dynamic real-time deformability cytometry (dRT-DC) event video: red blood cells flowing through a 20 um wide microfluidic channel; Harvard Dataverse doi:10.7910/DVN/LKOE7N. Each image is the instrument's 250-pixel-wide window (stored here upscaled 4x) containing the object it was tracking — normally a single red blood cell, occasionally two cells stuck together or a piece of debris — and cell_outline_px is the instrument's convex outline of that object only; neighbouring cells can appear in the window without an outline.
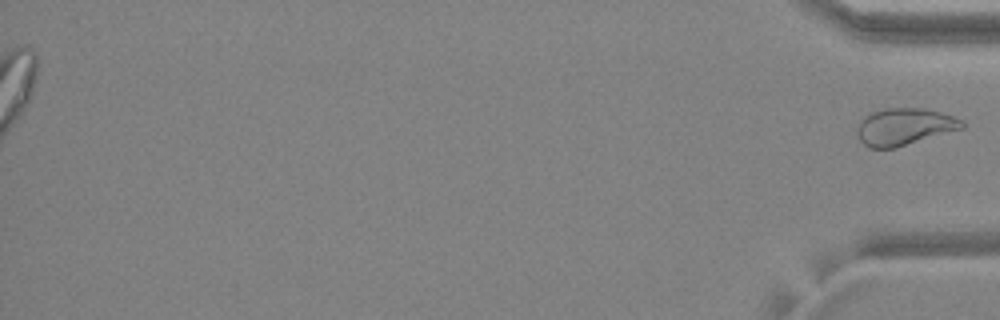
{"species": "common noctule bat (a hibernating species)", "species_latin": "Nyctalus noctula", "temperature_condition": "warm", "stored_images_in_passage": 46, "segment_of_instrument_passage": [2, 2], "camera_frame_rate_fps": 3000, "um_per_image_px": 0.085, "animal": {"sex": "female", "body_mass_g": 24.6, "forearm_length_mm": 56.2}, "frame": {"image": 1, "passage_image": 46, "time_ms": 15.0, "image_size_px": [1000, 320], "cell_outline_px": [[964, 128], [896, 148], [868, 148], [856, 136], [856, 128], [860, 120], [864, 116], [872, 112], [888, 108], [924, 108], [940, 112], [964, 120]], "centroid_in_image_um": [76.85, 10.78], "position_along_channel_um": 358.4, "area_um2": 22.83}}